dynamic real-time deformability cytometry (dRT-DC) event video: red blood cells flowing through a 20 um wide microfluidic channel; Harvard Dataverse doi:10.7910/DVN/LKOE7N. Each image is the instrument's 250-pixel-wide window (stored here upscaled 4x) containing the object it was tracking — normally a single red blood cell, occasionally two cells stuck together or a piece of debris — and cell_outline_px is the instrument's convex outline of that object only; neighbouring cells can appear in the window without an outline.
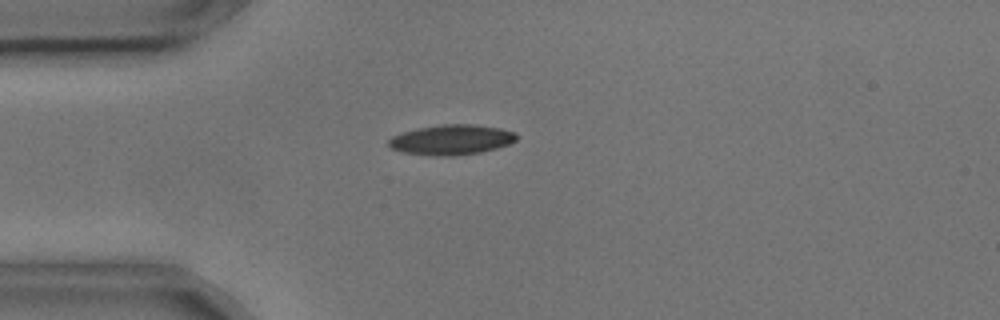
{"species": "common noctule bat (a hibernating species)", "species_latin": "Nyctalus noctula", "temperature_condition": "cold", "stored_images_in_passage": 5, "camera_frame_rate_fps": 3000, "um_per_image_px": 0.085, "animal": {"sex": "male", "body_mass_g": 17.9, "forearm_length_mm": 54.2}, "frame": {"image": 1, "passage_image": 5, "time_ms": 1.333, "image_size_px": [1000, 320], "cell_outline_px": [[516, 140], [508, 144], [496, 148], [480, 152], [452, 156], [436, 156], [404, 152], [392, 148], [388, 144], [388, 140], [392, 136], [400, 132], [416, 128], [444, 124], [476, 124], [500, 128], [516, 132]], "centroid_in_image_um": [38.36, 11.86], "position_along_channel_um": 46.6, "area_um2": 22.43}}